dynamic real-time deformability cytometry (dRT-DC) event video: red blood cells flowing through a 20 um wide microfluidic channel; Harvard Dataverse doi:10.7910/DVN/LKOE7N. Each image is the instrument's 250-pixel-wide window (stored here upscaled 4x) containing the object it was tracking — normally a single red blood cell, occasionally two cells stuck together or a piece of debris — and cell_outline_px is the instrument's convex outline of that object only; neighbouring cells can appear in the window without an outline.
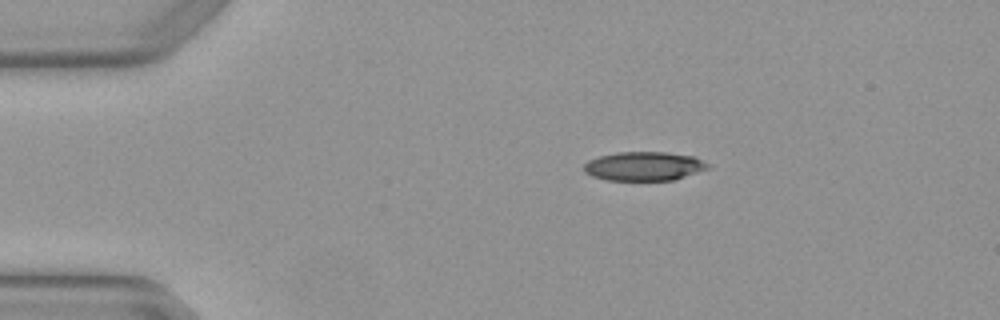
{"species": "Egyptian fruit bat (a non-hibernating species)", "species_latin": "Rousettus aegyptiacus", "temperature_condition": "warm", "stored_images_in_passage": 2, "camera_frame_rate_fps": 3000, "um_per_image_px": 0.085, "animal": {"sex": "female"}, "frame": {"image": 1, "passage_image": 1, "time_ms": 0.0, "image_size_px": [1000, 320], "cell_outline_px": [[708, 168], [672, 180], [608, 180], [592, 176], [584, 172], [584, 164], [588, 160], [600, 156], [616, 152], [664, 152], [692, 156], [708, 164]], "centroid_in_image_um": [54.67, 14.12], "position_along_channel_um": 30.3, "area_um2": 20.58}}